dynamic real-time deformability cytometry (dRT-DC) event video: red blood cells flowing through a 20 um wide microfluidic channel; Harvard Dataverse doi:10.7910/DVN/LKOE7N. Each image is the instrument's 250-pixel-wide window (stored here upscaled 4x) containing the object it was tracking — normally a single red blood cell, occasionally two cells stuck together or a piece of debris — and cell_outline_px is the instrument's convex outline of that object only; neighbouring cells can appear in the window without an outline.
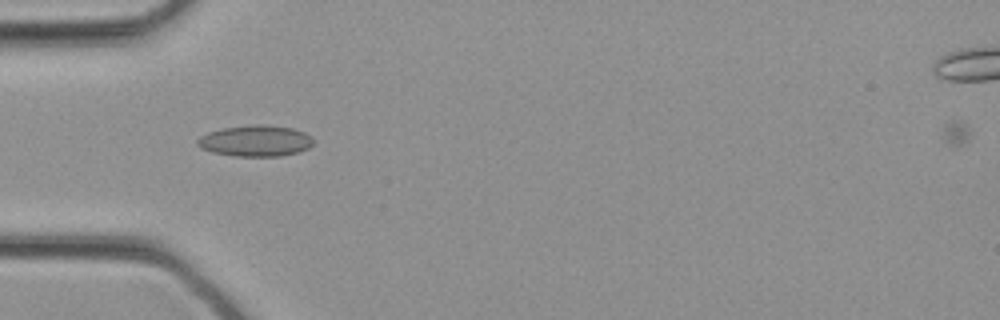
{"species": "common noctule bat (a hibernating species)", "species_latin": "Nyctalus noctula", "temperature_condition": "cold", "stored_images_in_passage": 25, "camera_frame_rate_fps": 3000, "um_per_image_px": 0.085, "animal": {"sex": "female", "body_mass_g": 21.9}, "frame": {"image": 1, "passage_image": 3, "time_ms": 0.667, "image_size_px": [1000, 320], "cell_outline_px": [[316, 140], [308, 148], [300, 152], [280, 156], [236, 156], [212, 152], [200, 148], [196, 144], [196, 140], [200, 136], [208, 132], [224, 128], [256, 124], [268, 124], [292, 128], [304, 132], [312, 136]], "centroid_in_image_um": [21.74, 11.97], "position_along_channel_um": 63.3, "area_um2": 21.27}}
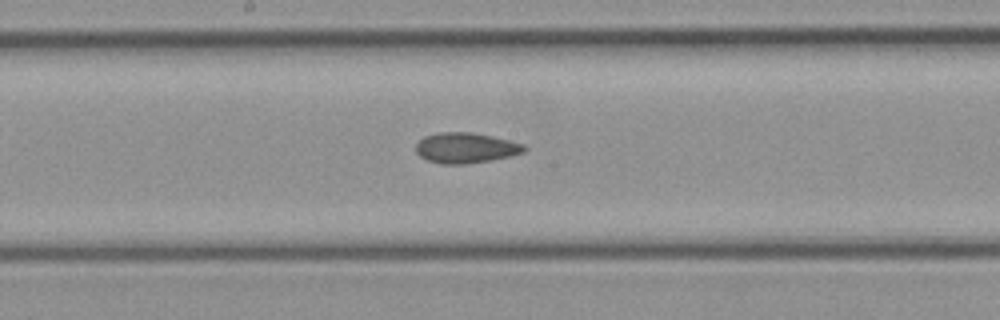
{"frame": {"image": 2, "passage_image": 10, "time_ms": 3.0, "image_size_px": [1000, 320], "cell_outline_px": [[528, 148], [524, 152], [512, 156], [492, 160], [464, 164], [440, 164], [428, 160], [420, 156], [416, 152], [416, 144], [424, 136], [440, 132], [472, 132], [492, 136], [524, 144]], "centroid_in_image_um": [39.6, 12.57], "position_along_channel_um": 208.6, "area_um2": 19.31}}
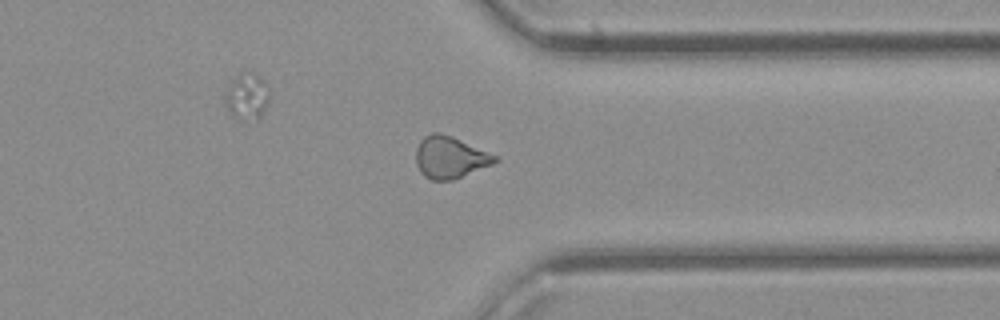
{"frame": {"image": 3, "passage_image": 18, "time_ms": 5.667, "image_size_px": [1000, 320], "cell_outline_px": [[500, 160], [492, 164], [452, 180], [432, 180], [424, 176], [420, 172], [416, 164], [416, 148], [420, 140], [424, 136], [432, 132], [440, 132], [452, 136], [500, 156]], "centroid_in_image_um": [38.26, 13.36], "position_along_channel_um": 373.1, "area_um2": 19.48}}